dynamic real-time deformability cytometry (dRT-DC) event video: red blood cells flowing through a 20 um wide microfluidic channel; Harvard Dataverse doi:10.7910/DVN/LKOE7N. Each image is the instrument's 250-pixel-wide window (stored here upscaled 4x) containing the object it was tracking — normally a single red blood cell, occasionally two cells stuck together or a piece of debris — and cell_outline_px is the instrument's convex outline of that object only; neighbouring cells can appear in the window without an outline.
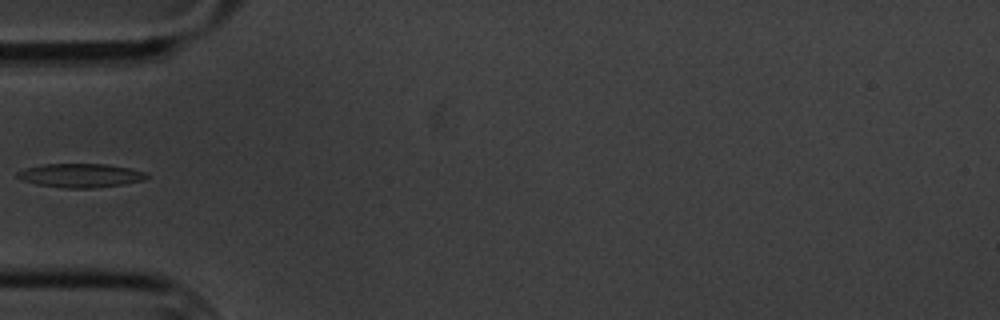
{"species": "common noctule bat (a hibernating species)", "species_latin": "Nyctalus noctula", "temperature_condition": "cold", "stored_images_in_passage": 15, "camera_frame_rate_fps": 3000, "um_per_image_px": 0.085, "animal": {"sex": "male", "body_mass_g": 20.1, "forearm_length_mm": 53.5}, "frame": {"image": 1, "passage_image": 5, "time_ms": 5.667, "image_size_px": [1000, 320], "cell_outline_px": [[148, 176], [144, 180], [124, 184], [92, 188], [64, 188], [36, 184], [24, 180], [16, 176], [16, 172], [24, 168], [44, 164], [108, 164], [132, 168], [148, 172]], "centroid_in_image_um": [6.88, 14.91], "position_along_channel_um": 78.1, "area_um2": 18.09}}
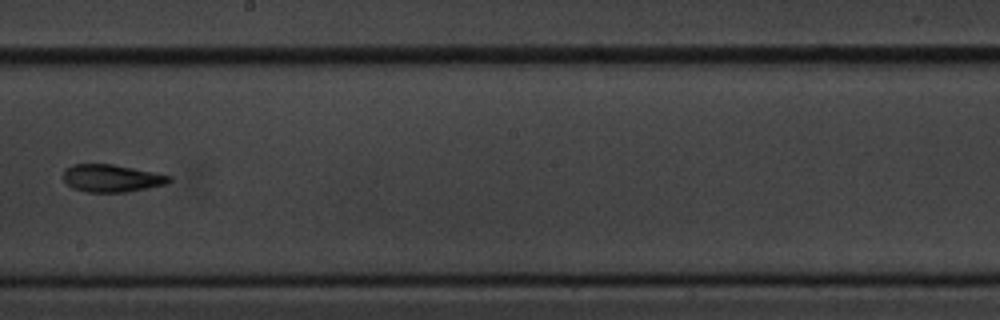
{"frame": {"image": 2, "passage_image": 9, "time_ms": 10.333, "image_size_px": [1000, 320], "cell_outline_px": [[172, 180], [168, 184], [128, 192], [84, 192], [72, 188], [64, 180], [64, 168], [72, 164], [112, 164], [172, 176]], "centroid_in_image_um": [9.49, 15.16], "position_along_channel_um": 238.7, "area_um2": 17.05}}
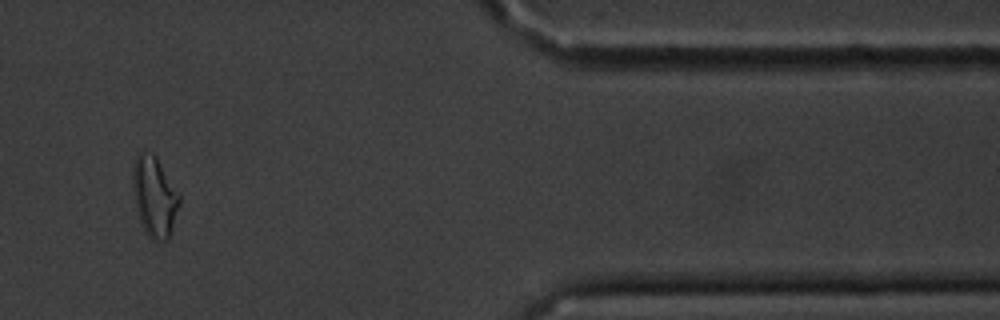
{"frame": {"image": 3, "passage_image": 14, "time_ms": 16.0, "image_size_px": [1000, 320], "cell_outline_px": [[180, 204], [168, 240], [152, 240], [144, 232], [136, 208], [132, 188], [132, 172], [136, 152], [140, 148], [144, 148], [152, 152], [156, 156], [180, 192]], "centroid_in_image_um": [13.12, 16.63], "position_along_channel_um": 398.3, "area_um2": 22.48}, "authors_computed_cell_mechanics": {"area_um2": 17.051, "velocity_mm_per_s": 3.4267, "shape_relaxation_time_tau1_ms": 8.9443, "shape_relaxation_time_tau2_ms": 6.4618, "deformation_change_tau1": 0.2052, "deformation_change_tau2": 0.1498}}